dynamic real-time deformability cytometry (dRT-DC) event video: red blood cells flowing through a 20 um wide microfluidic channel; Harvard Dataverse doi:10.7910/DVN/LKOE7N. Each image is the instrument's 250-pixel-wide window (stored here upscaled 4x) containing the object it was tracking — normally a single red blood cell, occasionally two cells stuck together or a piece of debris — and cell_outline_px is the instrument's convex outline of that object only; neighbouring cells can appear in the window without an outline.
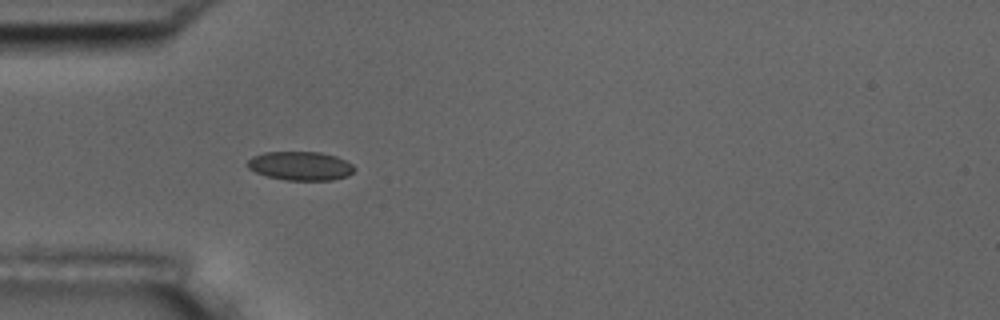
{"species": "common noctule bat (a hibernating species)", "species_latin": "Nyctalus noctula", "temperature_condition": "room temperature", "stored_images_in_passage": 1, "camera_frame_rate_fps": 3000, "um_per_image_px": 0.085, "animal": {"sex": "male", "body_mass_g": 17.5, "forearm_length_mm": 52.3}, "frame": {"image": 1, "passage_image": 1, "time_ms": 0.0, "image_size_px": [1000, 320], "cell_outline_px": [[356, 168], [348, 176], [332, 180], [284, 180], [268, 176], [256, 172], [248, 168], [248, 160], [252, 156], [264, 152], [320, 152], [336, 156], [352, 164]], "centroid_in_image_um": [25.54, 14.1], "position_along_channel_um": 59.5, "area_um2": 17.92}}